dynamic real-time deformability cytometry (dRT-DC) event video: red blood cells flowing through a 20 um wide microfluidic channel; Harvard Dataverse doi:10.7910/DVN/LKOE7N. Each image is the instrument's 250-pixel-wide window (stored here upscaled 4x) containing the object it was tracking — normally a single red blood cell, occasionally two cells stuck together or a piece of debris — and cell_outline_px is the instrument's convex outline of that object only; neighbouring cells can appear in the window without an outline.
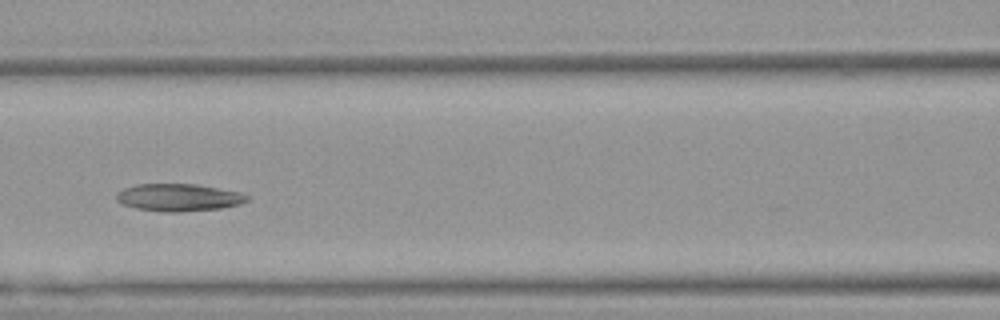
{"species": "Egyptian fruit bat (a non-hibernating species)", "species_latin": "Rousettus aegyptiacus", "temperature_condition": "warm", "stored_images_in_passage": 8, "camera_frame_rate_fps": 3000, "um_per_image_px": 0.085, "animal": {"sex": "female"}, "frame": {"image": 1, "passage_image": 7, "time_ms": 2.0, "image_size_px": [1000, 320], "cell_outline_px": [[248, 200], [240, 204], [220, 208], [180, 212], [164, 212], [136, 208], [124, 204], [116, 200], [116, 192], [124, 188], [136, 184], [196, 184], [240, 192], [248, 196]], "centroid_in_image_um": [15.16, 16.78], "position_along_channel_um": 151.4, "area_um2": 20.81}}
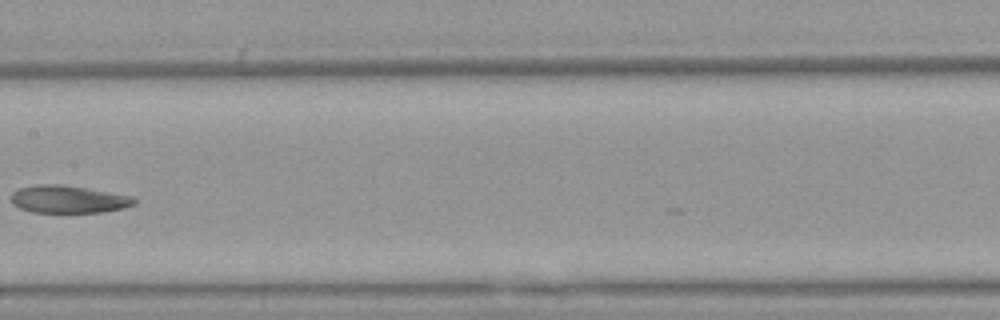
{"frame": {"image": 2, "passage_image": 8, "time_ms": 2.333, "image_size_px": [1000, 320], "cell_outline_px": [[136, 204], [124, 208], [104, 212], [32, 212], [20, 208], [12, 204], [12, 192], [20, 188], [36, 184], [60, 184], [88, 188], [132, 196], [136, 200]], "centroid_in_image_um": [5.82, 16.93], "position_along_channel_um": 201.6, "area_um2": 19.83}}